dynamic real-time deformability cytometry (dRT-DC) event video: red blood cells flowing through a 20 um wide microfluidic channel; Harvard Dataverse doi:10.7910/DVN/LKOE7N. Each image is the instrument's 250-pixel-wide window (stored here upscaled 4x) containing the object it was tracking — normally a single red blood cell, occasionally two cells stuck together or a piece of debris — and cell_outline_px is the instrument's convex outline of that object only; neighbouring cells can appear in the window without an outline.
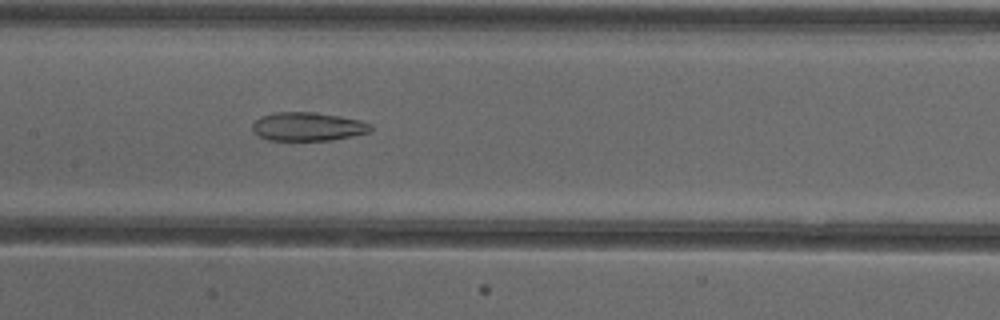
{"species": "common noctule bat (a hibernating species)", "species_latin": "Nyctalus noctula", "temperature_condition": "cold", "stored_images_in_passage": 52, "camera_frame_rate_fps": 3000, "um_per_image_px": 0.085, "animal": {"sex": "female"}, "frame": {"image": 1, "passage_image": 26, "time_ms": 8.333, "image_size_px": [1000, 320], "cell_outline_px": [[372, 132], [332, 140], [268, 140], [252, 132], [252, 124], [260, 116], [276, 112], [316, 112], [340, 116], [360, 120], [372, 124]], "centroid_in_image_um": [26.18, 10.76], "position_along_channel_um": 181.2, "area_um2": 19.88}}
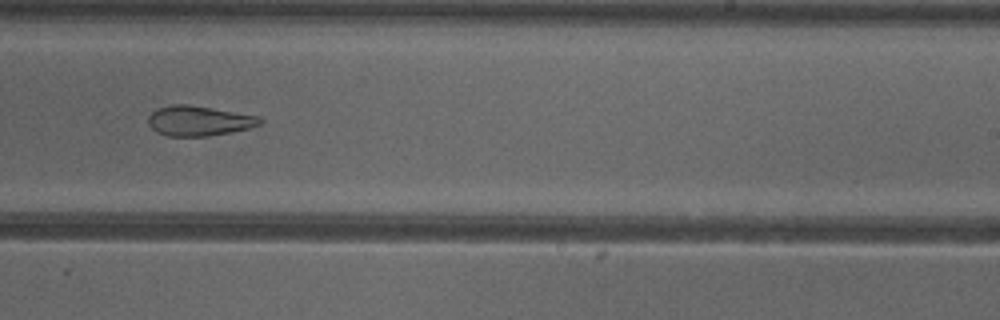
{"frame": {"image": 2, "passage_image": 33, "time_ms": 10.667, "image_size_px": [1000, 320], "cell_outline_px": [[264, 120], [260, 124], [248, 128], [208, 136], [168, 136], [156, 132], [148, 124], [148, 116], [156, 108], [172, 104], [188, 104], [260, 116]], "centroid_in_image_um": [16.88, 10.26], "position_along_channel_um": 272.1, "area_um2": 19.54}}
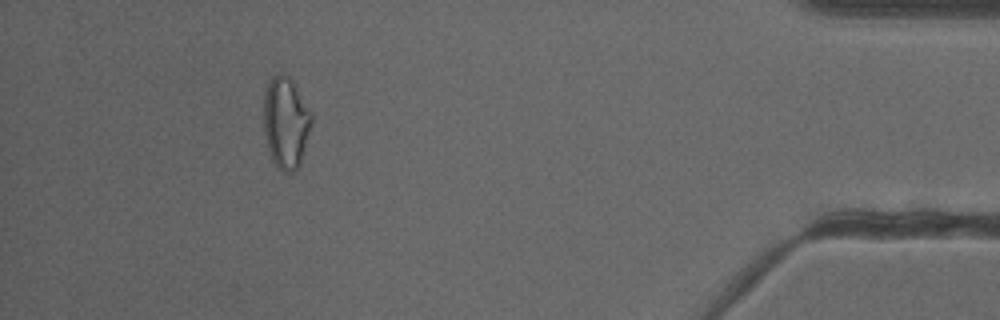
{"frame": {"image": 3, "passage_image": 48, "time_ms": 15.667, "image_size_px": [1000, 320], "cell_outline_px": [[312, 124], [300, 164], [296, 172], [284, 172], [272, 160], [268, 148], [264, 132], [264, 88], [272, 76], [280, 72], [284, 72], [292, 80], [312, 112]], "centroid_in_image_um": [24.3, 10.38], "position_along_channel_um": 410.9, "area_um2": 25.78}, "authors_computed_cell_mechanics": {"area_um2": 24.565, "velocity_mm_per_s": 3.9134, "shape_relaxation_time_tau1_ms": null, "shape_relaxation_time_tau2_ms": 5.8605, "deformation_change_tau1": null, "deformation_change_tau2": 0.1635}}